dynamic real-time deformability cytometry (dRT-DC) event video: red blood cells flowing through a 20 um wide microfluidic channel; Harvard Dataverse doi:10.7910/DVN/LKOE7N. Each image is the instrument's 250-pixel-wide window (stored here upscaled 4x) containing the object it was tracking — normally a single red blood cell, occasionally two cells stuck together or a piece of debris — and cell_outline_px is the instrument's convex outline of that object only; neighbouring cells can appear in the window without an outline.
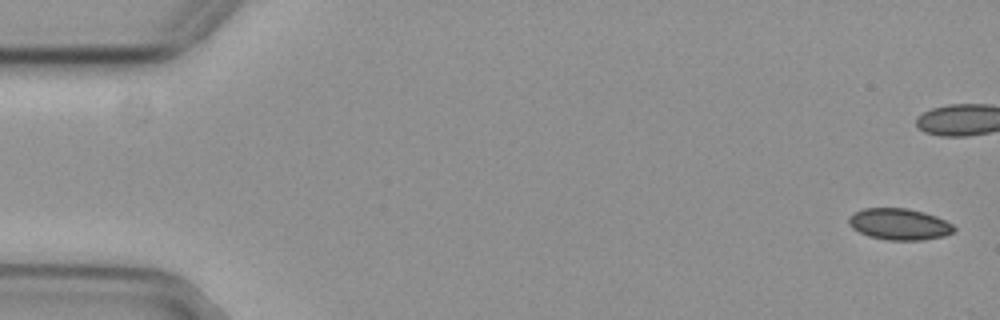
{"species": "common noctule bat (a hibernating species)", "species_latin": "Nyctalus noctula", "temperature_condition": "cold", "stored_images_in_passage": 8, "camera_frame_rate_fps": 3000, "um_per_image_px": 0.085, "animal": {"sex": "female", "body_mass_g": 29.2, "forearm_length_mm": 56.3}, "frame": {"image": 1, "passage_image": 2, "time_ms": 0.333, "image_size_px": [1000, 320], "cell_outline_px": [[956, 228], [952, 232], [944, 236], [920, 240], [888, 240], [868, 236], [852, 228], [848, 224], [848, 216], [864, 208], [908, 208], [924, 212], [936, 216], [952, 224]], "centroid_in_image_um": [76.42, 19.05], "position_along_channel_um": 8.6, "area_um2": 19.25}}